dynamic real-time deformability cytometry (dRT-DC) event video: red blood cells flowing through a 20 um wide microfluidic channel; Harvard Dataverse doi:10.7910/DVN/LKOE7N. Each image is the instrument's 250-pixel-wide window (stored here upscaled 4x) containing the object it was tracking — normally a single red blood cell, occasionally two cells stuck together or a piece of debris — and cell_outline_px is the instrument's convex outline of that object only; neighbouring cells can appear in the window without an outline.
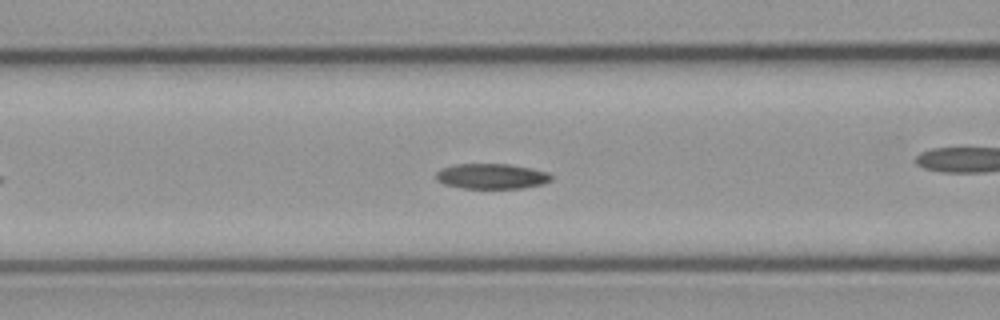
{"species": "common noctule bat (a hibernating species)", "species_latin": "Nyctalus noctula", "temperature_condition": "cold", "stored_images_in_passage": 48, "camera_frame_rate_fps": 3000, "um_per_image_px": 0.085, "animal": {"sex": "male", "body_mass_g": 23.1, "forearm_length_mm": 52.7}, "frame": {"image": 1, "passage_image": 14, "time_ms": 4.333, "image_size_px": [1000, 320], "cell_outline_px": [[552, 180], [544, 184], [524, 188], [464, 188], [444, 184], [436, 180], [436, 172], [440, 168], [452, 164], [512, 164], [532, 168], [548, 172], [552, 176]], "centroid_in_image_um": [41.8, 14.97], "position_along_channel_um": 124.8, "area_um2": 17.22}, "authors_computed_cell_mechanics": {"area_um2": 17.2244, "velocity_mm_per_s": 3.6473, "shape_relaxation_time_tau1_ms": 9.6159, "shape_relaxation_time_tau2_ms": null, "deformation_change_tau1": 0.1504, "deformation_change_tau2": null}}